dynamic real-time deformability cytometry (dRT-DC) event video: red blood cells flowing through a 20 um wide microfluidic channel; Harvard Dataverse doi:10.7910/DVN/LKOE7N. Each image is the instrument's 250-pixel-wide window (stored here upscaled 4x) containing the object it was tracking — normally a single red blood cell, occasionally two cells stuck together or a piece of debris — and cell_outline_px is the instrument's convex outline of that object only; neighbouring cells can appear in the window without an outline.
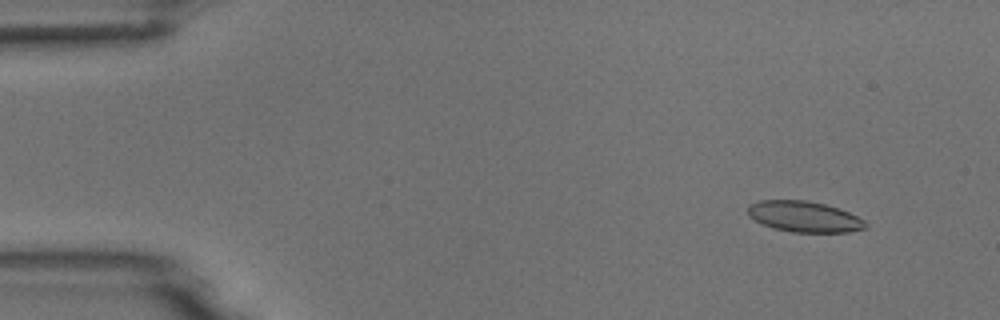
{"species": "common noctule bat (a hibernating species)", "species_latin": "Nyctalus noctula", "temperature_condition": "room temperature", "stored_images_in_passage": 5, "camera_frame_rate_fps": 3000, "um_per_image_px": 0.085, "animal": {"sex": "male", "body_mass_g": 18.8}, "frame": {"image": 1, "passage_image": 2, "time_ms": 1.0, "image_size_px": [1000, 320], "cell_outline_px": [[868, 228], [848, 232], [792, 232], [772, 228], [748, 216], [748, 204], [760, 200], [804, 200], [824, 204], [840, 208], [864, 220], [868, 224]], "centroid_in_image_um": [68.37, 18.41], "position_along_channel_um": 16.6, "area_um2": 21.21}}
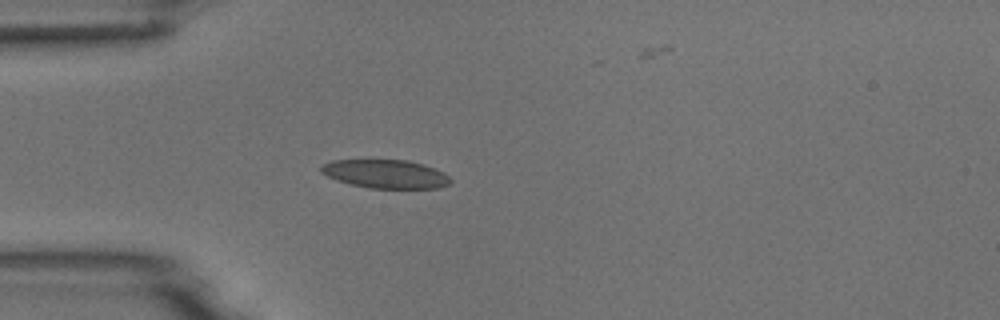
{"frame": {"image": 2, "passage_image": 5, "time_ms": 4.333, "image_size_px": [1000, 320], "cell_outline_px": [[452, 184], [436, 188], [368, 188], [336, 180], [320, 172], [320, 168], [324, 164], [332, 160], [368, 156], [408, 160], [424, 164], [444, 172], [452, 180]], "centroid_in_image_um": [32.74, 14.72], "position_along_channel_um": 52.3, "area_um2": 22.66}}